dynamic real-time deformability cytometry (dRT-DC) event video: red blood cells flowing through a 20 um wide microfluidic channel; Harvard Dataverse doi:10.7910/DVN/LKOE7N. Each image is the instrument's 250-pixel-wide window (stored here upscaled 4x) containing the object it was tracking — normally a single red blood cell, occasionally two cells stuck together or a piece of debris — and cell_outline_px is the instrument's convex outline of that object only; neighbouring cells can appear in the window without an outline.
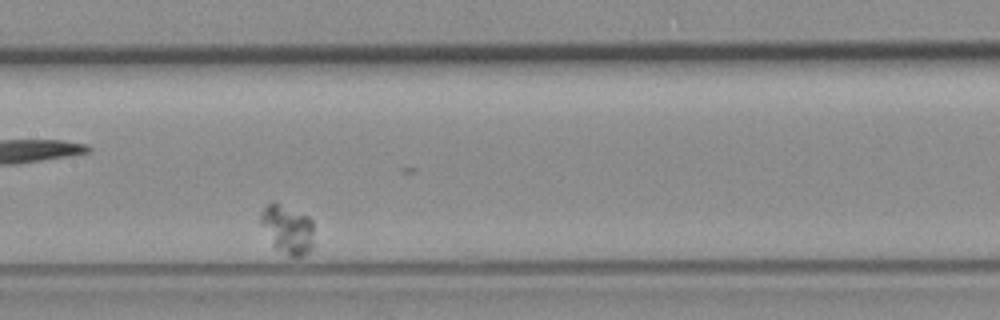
{"species": "common noctule bat (a hibernating species)", "species_latin": "Nyctalus noctula", "temperature_condition": "room temperature", "stored_images_in_passage": 53, "camera_frame_rate_fps": 3000, "um_per_image_px": 0.085, "animal": {"sex": "female", "body_mass_g": 19.3, "forearm_length_mm": 54.1}, "frame": {"image": 1, "passage_image": 29, "time_ms": 9.333, "image_size_px": [1000, 320], "cell_outline_px": [[312, 248], [304, 256], [288, 256], [276, 248], [272, 244], [260, 224], [260, 216], [264, 208], [272, 200], [308, 216], [312, 220]], "centroid_in_image_um": [24.42, 19.48], "position_along_channel_um": 183.0, "area_um2": 15.09}}
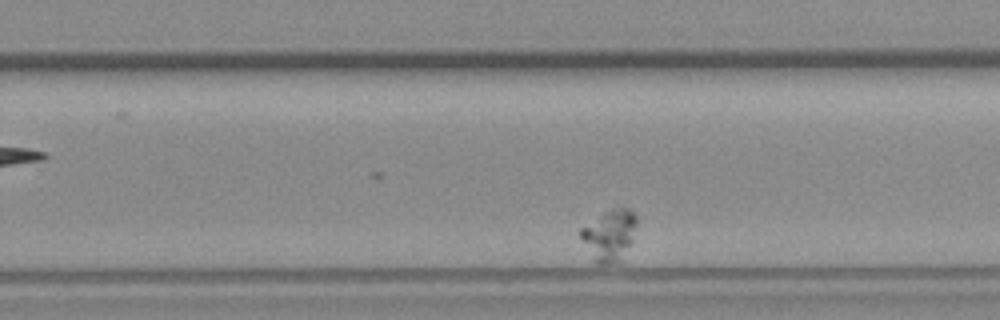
{"frame": {"image": 2, "passage_image": 39, "time_ms": 12.667, "image_size_px": [1000, 320], "cell_outline_px": [[636, 224], [632, 240], [620, 260], [616, 264], [596, 264], [580, 236], [580, 228], [608, 212], [616, 208], [628, 208], [636, 216]], "centroid_in_image_um": [51.81, 20.03], "position_along_channel_um": 278.0, "area_um2": 16.07}}
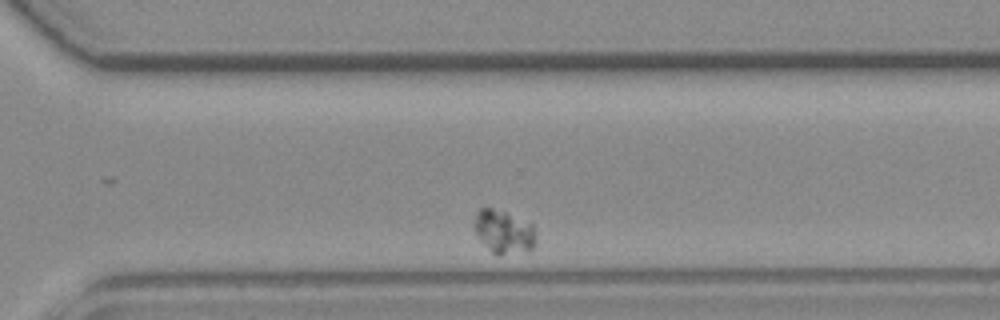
{"frame": {"image": 3, "passage_image": 44, "time_ms": 14.333, "image_size_px": [1000, 320], "cell_outline_px": [[536, 240], [532, 248], [528, 252], [500, 256], [496, 256], [480, 240], [472, 228], [472, 224], [476, 212], [480, 208], [492, 208], [504, 212], [532, 224], [536, 232]], "centroid_in_image_um": [42.8, 19.74], "position_along_channel_um": 327.8, "area_um2": 15.95}}